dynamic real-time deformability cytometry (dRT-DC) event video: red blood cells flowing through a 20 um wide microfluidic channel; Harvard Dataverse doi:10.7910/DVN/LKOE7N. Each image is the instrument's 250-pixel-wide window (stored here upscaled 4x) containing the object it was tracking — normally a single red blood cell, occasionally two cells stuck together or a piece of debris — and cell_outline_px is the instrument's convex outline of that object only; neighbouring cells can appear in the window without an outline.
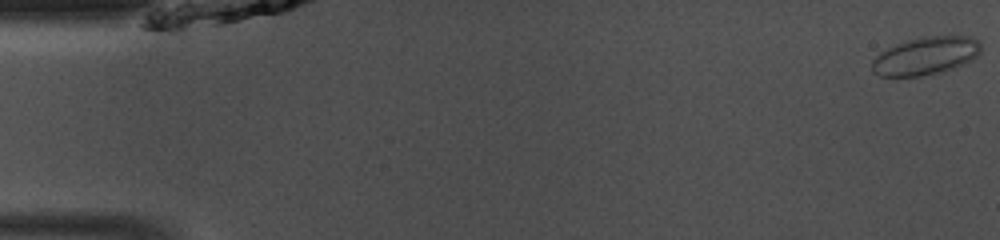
{"species": "common noctule bat (a hibernating species)", "species_latin": "Nyctalus noctula", "temperature_condition": "room temperature", "stored_images_in_passage": 43, "camera_frame_rate_fps": 3000, "um_per_image_px": 0.085, "animal": {"sex": "male", "body_mass_g": 13.0, "forearm_length_mm": 53.1}, "frame": {"image": 1, "passage_image": 1, "time_ms": 0.0, "image_size_px": [1000, 240], "cell_outline_px": [[980, 52], [972, 60], [956, 68], [940, 72], [920, 76], [880, 76], [872, 72], [872, 60], [880, 52], [888, 48], [908, 40], [924, 36], [972, 36], [980, 40]], "centroid_in_image_um": [78.71, 4.75], "position_along_channel_um": 6.3, "area_um2": 24.1}}
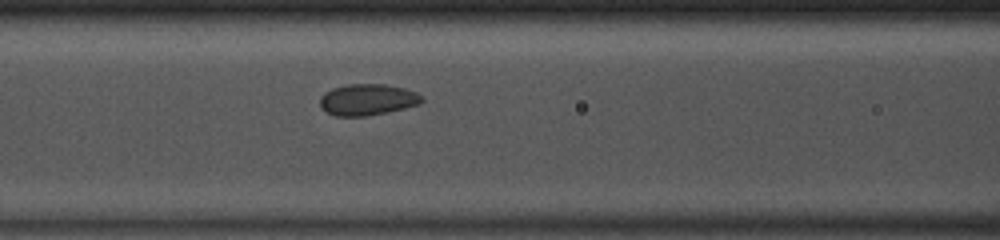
{"frame": {"image": 2, "passage_image": 20, "time_ms": 6.333, "image_size_px": [1000, 240], "cell_outline_px": [[424, 100], [420, 104], [388, 112], [364, 116], [336, 116], [320, 108], [320, 96], [324, 92], [332, 88], [348, 84], [384, 84], [404, 88], [416, 92], [424, 96]], "centroid_in_image_um": [31.24, 8.46], "position_along_channel_um": 135.4, "area_um2": 18.73}}
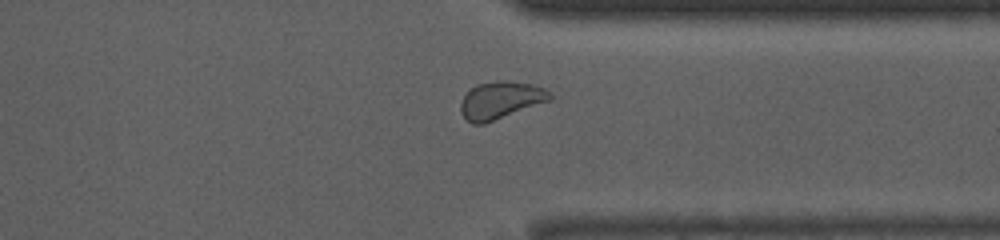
{"frame": {"image": 3, "passage_image": 37, "time_ms": 12.0, "image_size_px": [1000, 240], "cell_outline_px": [[552, 100], [484, 124], [472, 124], [460, 112], [460, 104], [464, 96], [476, 84], [532, 84], [544, 88], [552, 92]], "centroid_in_image_um": [42.57, 8.58], "position_along_channel_um": 368.8, "area_um2": 18.67}}